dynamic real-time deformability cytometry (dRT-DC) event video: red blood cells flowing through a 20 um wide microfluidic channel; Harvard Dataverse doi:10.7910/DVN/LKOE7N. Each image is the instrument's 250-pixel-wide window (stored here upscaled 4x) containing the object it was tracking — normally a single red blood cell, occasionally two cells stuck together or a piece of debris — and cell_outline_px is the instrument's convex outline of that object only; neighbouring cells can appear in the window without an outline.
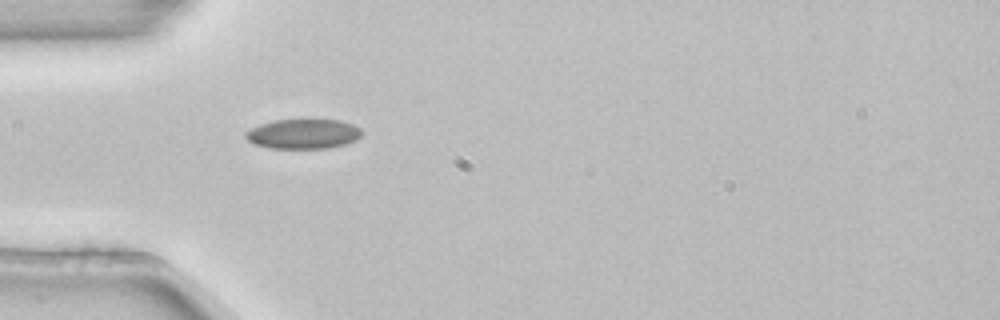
{"species": "common noctule bat (a hibernating species)", "species_latin": "Nyctalus noctula", "temperature_condition": "room temperature", "stored_images_in_passage": 4, "camera_frame_rate_fps": 3000, "um_per_image_px": 0.085, "animal": {"sex": "female", "body_mass_g": 22.7, "forearm_length_mm": 54.2}, "frame": {"image": 1, "passage_image": 4, "time_ms": 1.0, "image_size_px": [1000, 320], "cell_outline_px": [[360, 136], [356, 140], [344, 144], [328, 148], [272, 148], [256, 144], [248, 140], [244, 136], [244, 132], [260, 124], [272, 120], [340, 120], [352, 124], [360, 128]], "centroid_in_image_um": [25.76, 11.38], "position_along_channel_um": 59.2, "area_um2": 19.94}}